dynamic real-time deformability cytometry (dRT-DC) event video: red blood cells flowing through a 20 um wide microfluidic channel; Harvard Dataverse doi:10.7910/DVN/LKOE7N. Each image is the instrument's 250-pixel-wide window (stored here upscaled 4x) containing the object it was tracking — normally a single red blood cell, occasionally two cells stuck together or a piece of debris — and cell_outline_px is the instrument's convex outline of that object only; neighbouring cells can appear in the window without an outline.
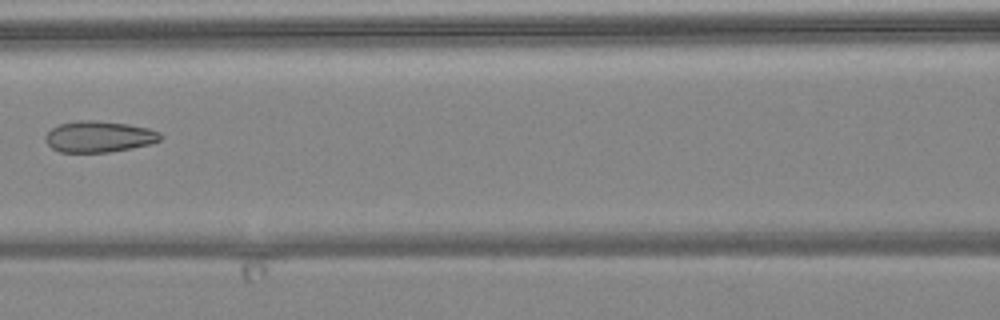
{"species": "common noctule bat (a hibernating species)", "species_latin": "Nyctalus noctula", "temperature_condition": "warm", "stored_images_in_passage": 5, "camera_frame_rate_fps": 3000, "um_per_image_px": 0.085, "animal": {"sex": "female", "body_mass_g": 24.6, "forearm_length_mm": 56.2}, "frame": {"image": 1, "passage_image": 4, "time_ms": 3.667, "image_size_px": [1000, 320], "cell_outline_px": [[160, 140], [152, 144], [132, 148], [108, 152], [60, 152], [52, 148], [44, 140], [44, 136], [52, 128], [60, 124], [76, 120], [92, 120], [128, 124], [148, 128], [160, 132]], "centroid_in_image_um": [8.4, 11.61], "position_along_channel_um": 158.2, "area_um2": 20.92}}
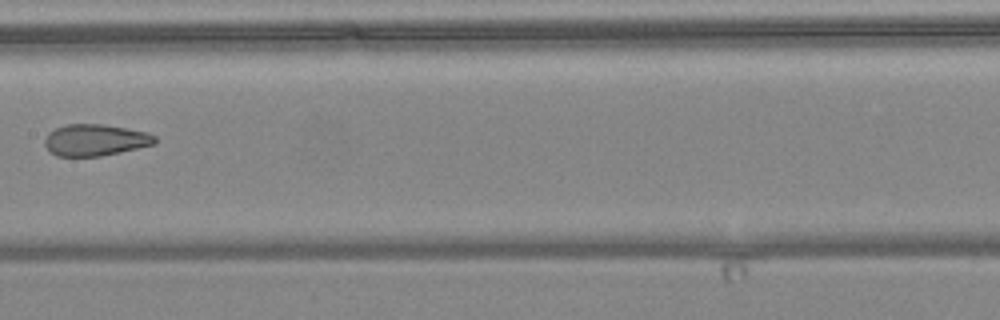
{"frame": {"image": 2, "passage_image": 5, "time_ms": 4.667, "image_size_px": [1000, 320], "cell_outline_px": [[156, 144], [120, 152], [100, 156], [56, 156], [44, 144], [44, 140], [48, 132], [56, 128], [68, 124], [100, 124], [148, 132], [156, 136]], "centroid_in_image_um": [8.1, 11.9], "position_along_channel_um": 199.3, "area_um2": 20.17}}